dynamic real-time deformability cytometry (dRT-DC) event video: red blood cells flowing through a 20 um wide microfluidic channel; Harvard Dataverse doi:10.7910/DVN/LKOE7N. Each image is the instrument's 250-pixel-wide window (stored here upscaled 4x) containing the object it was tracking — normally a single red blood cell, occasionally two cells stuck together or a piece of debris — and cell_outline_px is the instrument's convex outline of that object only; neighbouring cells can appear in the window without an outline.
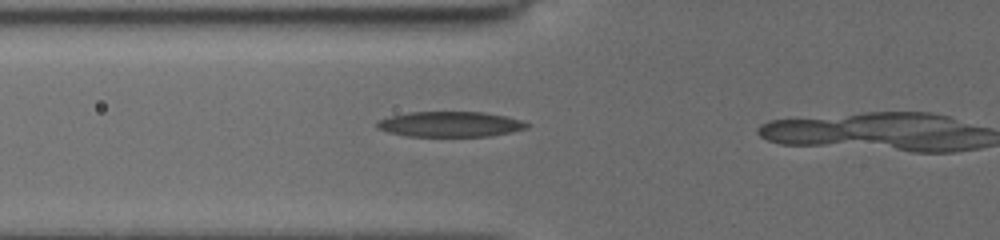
{"species": "common noctule bat (a hibernating species)", "species_latin": "Nyctalus noctula", "temperature_condition": "cold", "stored_images_in_passage": 6, "camera_frame_rate_fps": 3000, "um_per_image_px": 0.085, "animal": {"sex": "female", "body_mass_g": 19.5, "forearm_length_mm": 54.1}, "frame": {"image": 1, "passage_image": 2, "time_ms": 0.333, "image_size_px": [1000, 240], "cell_outline_px": [[532, 124], [528, 128], [512, 132], [488, 136], [408, 136], [388, 132], [376, 128], [376, 120], [388, 116], [408, 112], [484, 112], [524, 120]], "centroid_in_image_um": [38.27, 10.55], "position_along_channel_um": 87.5, "area_um2": 22.37}}
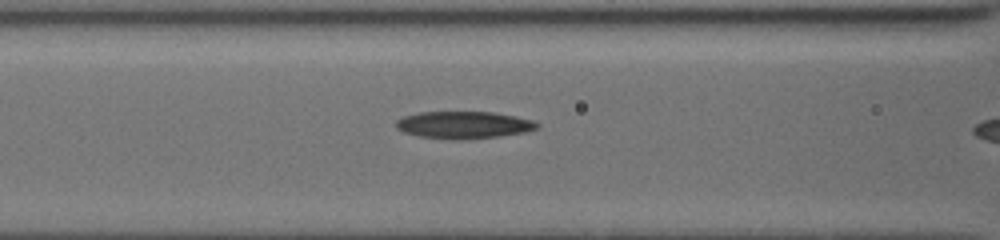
{"frame": {"image": 2, "passage_image": 5, "time_ms": 1.333, "image_size_px": [1000, 240], "cell_outline_px": [[540, 124], [536, 128], [524, 132], [500, 136], [464, 140], [452, 140], [420, 136], [404, 132], [396, 128], [396, 120], [404, 116], [420, 112], [492, 112], [516, 116], [532, 120]], "centroid_in_image_um": [39.4, 10.62], "position_along_channel_um": 127.2, "area_um2": 22.37}}